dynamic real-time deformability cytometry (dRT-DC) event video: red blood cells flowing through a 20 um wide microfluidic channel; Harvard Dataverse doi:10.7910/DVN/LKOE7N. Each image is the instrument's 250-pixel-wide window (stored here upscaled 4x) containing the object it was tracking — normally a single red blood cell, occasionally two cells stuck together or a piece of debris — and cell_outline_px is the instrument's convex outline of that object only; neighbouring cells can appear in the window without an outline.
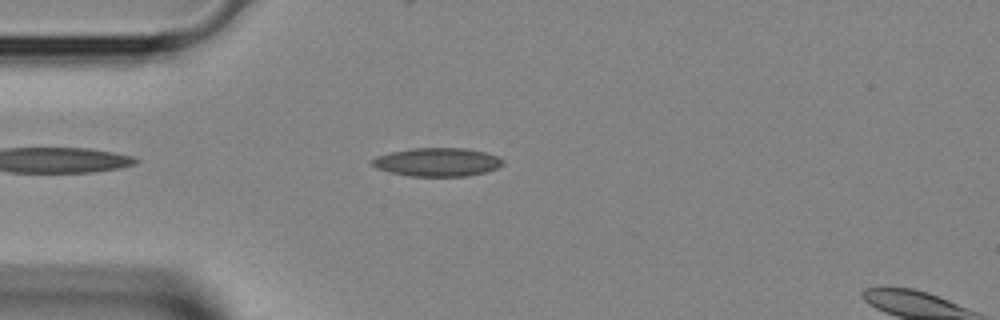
{"species": "Egyptian fruit bat (a non-hibernating species)", "species_latin": "Rousettus aegyptiacus", "temperature_condition": "room temperature", "stored_images_in_passage": 3, "segment_of_instrument_passage": [1, 2], "camera_frame_rate_fps": 3000, "um_per_image_px": 0.085, "animal": {"sex": "female"}, "frame": {"image": 1, "passage_image": 2, "time_ms": 0.333, "image_size_px": [1000, 320], "cell_outline_px": [[504, 164], [496, 168], [484, 172], [468, 176], [408, 176], [388, 172], [376, 168], [372, 164], [372, 160], [376, 156], [392, 152], [412, 148], [468, 148], [484, 152], [496, 156], [504, 160]], "centroid_in_image_um": [37.16, 13.78], "position_along_channel_um": 47.8, "area_um2": 21.68}}